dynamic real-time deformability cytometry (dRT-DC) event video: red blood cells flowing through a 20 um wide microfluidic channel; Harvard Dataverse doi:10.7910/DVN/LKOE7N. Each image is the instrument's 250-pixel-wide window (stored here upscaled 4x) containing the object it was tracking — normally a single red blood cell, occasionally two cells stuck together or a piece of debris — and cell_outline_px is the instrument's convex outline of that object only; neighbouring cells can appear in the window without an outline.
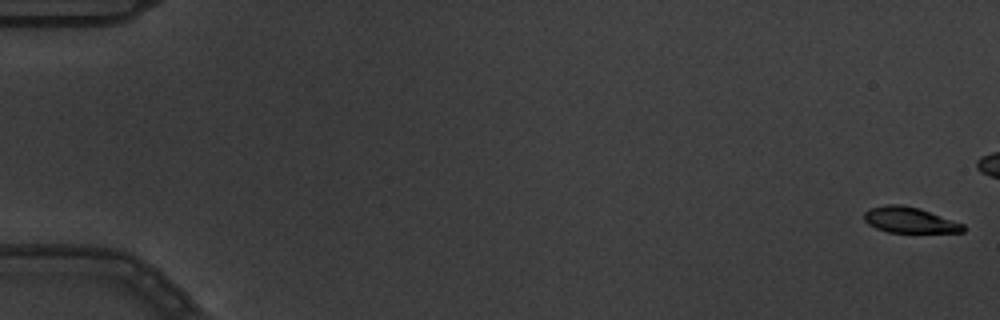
{"species": "common noctule bat (a hibernating species)", "species_latin": "Nyctalus noctula", "temperature_condition": "warm", "stored_images_in_passage": 7, "camera_frame_rate_fps": 3000, "um_per_image_px": 0.085, "animal": {"sex": "male", "body_mass_g": 19.5, "forearm_length_mm": 54.6}, "frame": {"image": 1, "passage_image": 1, "time_ms": 0.0, "image_size_px": [1000, 320], "cell_outline_px": [[964, 232], [888, 232], [876, 228], [868, 224], [864, 220], [864, 212], [868, 208], [888, 204], [900, 204], [920, 208], [964, 224]], "centroid_in_image_um": [77.28, 18.69], "position_along_channel_um": 7.7, "area_um2": 14.85}}